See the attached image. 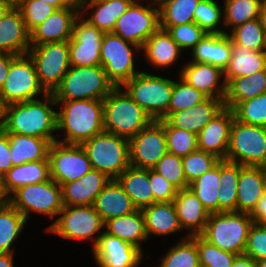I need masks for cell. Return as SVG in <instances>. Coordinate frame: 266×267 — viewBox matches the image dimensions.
Returning a JSON list of instances; mask_svg holds the SVG:
<instances>
[{
    "instance_id": "obj_1",
    "label": "cell",
    "mask_w": 266,
    "mask_h": 267,
    "mask_svg": "<svg viewBox=\"0 0 266 267\" xmlns=\"http://www.w3.org/2000/svg\"><path fill=\"white\" fill-rule=\"evenodd\" d=\"M44 100L32 99L9 104L3 130L6 133L35 136L48 139L51 143L56 142L53 132L57 131V112L52 106L57 103L52 93H46Z\"/></svg>"
},
{
    "instance_id": "obj_2",
    "label": "cell",
    "mask_w": 266,
    "mask_h": 267,
    "mask_svg": "<svg viewBox=\"0 0 266 267\" xmlns=\"http://www.w3.org/2000/svg\"><path fill=\"white\" fill-rule=\"evenodd\" d=\"M56 103H62V109L57 112V131L64 130L65 134L57 142L81 145L105 131L103 100H56Z\"/></svg>"
},
{
    "instance_id": "obj_3",
    "label": "cell",
    "mask_w": 266,
    "mask_h": 267,
    "mask_svg": "<svg viewBox=\"0 0 266 267\" xmlns=\"http://www.w3.org/2000/svg\"><path fill=\"white\" fill-rule=\"evenodd\" d=\"M103 119L106 132L128 140L153 121L122 87H115L103 99Z\"/></svg>"
},
{
    "instance_id": "obj_4",
    "label": "cell",
    "mask_w": 266,
    "mask_h": 267,
    "mask_svg": "<svg viewBox=\"0 0 266 267\" xmlns=\"http://www.w3.org/2000/svg\"><path fill=\"white\" fill-rule=\"evenodd\" d=\"M254 221L249 213H210L201 236L210 244L233 254H244L249 229Z\"/></svg>"
},
{
    "instance_id": "obj_5",
    "label": "cell",
    "mask_w": 266,
    "mask_h": 267,
    "mask_svg": "<svg viewBox=\"0 0 266 267\" xmlns=\"http://www.w3.org/2000/svg\"><path fill=\"white\" fill-rule=\"evenodd\" d=\"M114 88L102 66H71L52 94L55 100H103Z\"/></svg>"
},
{
    "instance_id": "obj_6",
    "label": "cell",
    "mask_w": 266,
    "mask_h": 267,
    "mask_svg": "<svg viewBox=\"0 0 266 267\" xmlns=\"http://www.w3.org/2000/svg\"><path fill=\"white\" fill-rule=\"evenodd\" d=\"M81 146L87 153L92 169L116 179L130 165L129 140L103 131Z\"/></svg>"
},
{
    "instance_id": "obj_7",
    "label": "cell",
    "mask_w": 266,
    "mask_h": 267,
    "mask_svg": "<svg viewBox=\"0 0 266 267\" xmlns=\"http://www.w3.org/2000/svg\"><path fill=\"white\" fill-rule=\"evenodd\" d=\"M174 81L139 72L123 86L128 95L152 118L165 120L171 99Z\"/></svg>"
},
{
    "instance_id": "obj_8",
    "label": "cell",
    "mask_w": 266,
    "mask_h": 267,
    "mask_svg": "<svg viewBox=\"0 0 266 267\" xmlns=\"http://www.w3.org/2000/svg\"><path fill=\"white\" fill-rule=\"evenodd\" d=\"M225 160L266 168V127L244 124L234 118Z\"/></svg>"
},
{
    "instance_id": "obj_9",
    "label": "cell",
    "mask_w": 266,
    "mask_h": 267,
    "mask_svg": "<svg viewBox=\"0 0 266 267\" xmlns=\"http://www.w3.org/2000/svg\"><path fill=\"white\" fill-rule=\"evenodd\" d=\"M8 202L27 220L37 212L53 218L63 209L62 188L53 179L19 187L8 197Z\"/></svg>"
},
{
    "instance_id": "obj_10",
    "label": "cell",
    "mask_w": 266,
    "mask_h": 267,
    "mask_svg": "<svg viewBox=\"0 0 266 267\" xmlns=\"http://www.w3.org/2000/svg\"><path fill=\"white\" fill-rule=\"evenodd\" d=\"M27 54L34 62L40 85L53 93L71 67L68 41L30 46Z\"/></svg>"
},
{
    "instance_id": "obj_11",
    "label": "cell",
    "mask_w": 266,
    "mask_h": 267,
    "mask_svg": "<svg viewBox=\"0 0 266 267\" xmlns=\"http://www.w3.org/2000/svg\"><path fill=\"white\" fill-rule=\"evenodd\" d=\"M141 50L136 44L126 41L112 32L105 33L100 49L101 66L104 68L108 80L114 87H123L140 71L134 69V51Z\"/></svg>"
},
{
    "instance_id": "obj_12",
    "label": "cell",
    "mask_w": 266,
    "mask_h": 267,
    "mask_svg": "<svg viewBox=\"0 0 266 267\" xmlns=\"http://www.w3.org/2000/svg\"><path fill=\"white\" fill-rule=\"evenodd\" d=\"M39 93L47 92L39 83L33 60L28 54L17 56L10 64L0 94L9 105L36 99Z\"/></svg>"
},
{
    "instance_id": "obj_13",
    "label": "cell",
    "mask_w": 266,
    "mask_h": 267,
    "mask_svg": "<svg viewBox=\"0 0 266 267\" xmlns=\"http://www.w3.org/2000/svg\"><path fill=\"white\" fill-rule=\"evenodd\" d=\"M58 215L61 216L46 230L65 239H93V235L104 227V222L93 205L63 206Z\"/></svg>"
},
{
    "instance_id": "obj_14",
    "label": "cell",
    "mask_w": 266,
    "mask_h": 267,
    "mask_svg": "<svg viewBox=\"0 0 266 267\" xmlns=\"http://www.w3.org/2000/svg\"><path fill=\"white\" fill-rule=\"evenodd\" d=\"M135 2L119 16L112 33L143 47L145 41L160 28L159 7Z\"/></svg>"
},
{
    "instance_id": "obj_15",
    "label": "cell",
    "mask_w": 266,
    "mask_h": 267,
    "mask_svg": "<svg viewBox=\"0 0 266 267\" xmlns=\"http://www.w3.org/2000/svg\"><path fill=\"white\" fill-rule=\"evenodd\" d=\"M50 178L60 186L80 179L92 169L81 145L52 142L49 148Z\"/></svg>"
},
{
    "instance_id": "obj_16",
    "label": "cell",
    "mask_w": 266,
    "mask_h": 267,
    "mask_svg": "<svg viewBox=\"0 0 266 267\" xmlns=\"http://www.w3.org/2000/svg\"><path fill=\"white\" fill-rule=\"evenodd\" d=\"M130 165L152 169L168 152L164 120H153L147 127L129 139Z\"/></svg>"
},
{
    "instance_id": "obj_17",
    "label": "cell",
    "mask_w": 266,
    "mask_h": 267,
    "mask_svg": "<svg viewBox=\"0 0 266 267\" xmlns=\"http://www.w3.org/2000/svg\"><path fill=\"white\" fill-rule=\"evenodd\" d=\"M104 34L80 14L75 20L72 37L68 40L70 65L101 66L100 49Z\"/></svg>"
},
{
    "instance_id": "obj_18",
    "label": "cell",
    "mask_w": 266,
    "mask_h": 267,
    "mask_svg": "<svg viewBox=\"0 0 266 267\" xmlns=\"http://www.w3.org/2000/svg\"><path fill=\"white\" fill-rule=\"evenodd\" d=\"M92 247L98 267H136L143 259L140 248L106 232L96 236Z\"/></svg>"
},
{
    "instance_id": "obj_19",
    "label": "cell",
    "mask_w": 266,
    "mask_h": 267,
    "mask_svg": "<svg viewBox=\"0 0 266 267\" xmlns=\"http://www.w3.org/2000/svg\"><path fill=\"white\" fill-rule=\"evenodd\" d=\"M80 15V7H65L55 10L44 22L30 32L31 46L68 41L73 26Z\"/></svg>"
},
{
    "instance_id": "obj_20",
    "label": "cell",
    "mask_w": 266,
    "mask_h": 267,
    "mask_svg": "<svg viewBox=\"0 0 266 267\" xmlns=\"http://www.w3.org/2000/svg\"><path fill=\"white\" fill-rule=\"evenodd\" d=\"M234 118L233 110L224 107L197 135L198 149L225 160Z\"/></svg>"
},
{
    "instance_id": "obj_21",
    "label": "cell",
    "mask_w": 266,
    "mask_h": 267,
    "mask_svg": "<svg viewBox=\"0 0 266 267\" xmlns=\"http://www.w3.org/2000/svg\"><path fill=\"white\" fill-rule=\"evenodd\" d=\"M224 76V71L208 63H187L182 67L180 76L190 86L200 91L207 98L224 99L226 95V82L220 79Z\"/></svg>"
},
{
    "instance_id": "obj_22",
    "label": "cell",
    "mask_w": 266,
    "mask_h": 267,
    "mask_svg": "<svg viewBox=\"0 0 266 267\" xmlns=\"http://www.w3.org/2000/svg\"><path fill=\"white\" fill-rule=\"evenodd\" d=\"M110 178L96 169H91L80 179L61 186L64 206L94 205L98 194L110 182Z\"/></svg>"
},
{
    "instance_id": "obj_23",
    "label": "cell",
    "mask_w": 266,
    "mask_h": 267,
    "mask_svg": "<svg viewBox=\"0 0 266 267\" xmlns=\"http://www.w3.org/2000/svg\"><path fill=\"white\" fill-rule=\"evenodd\" d=\"M224 107V99L206 98L192 108L171 113L165 121L171 127L198 135Z\"/></svg>"
},
{
    "instance_id": "obj_24",
    "label": "cell",
    "mask_w": 266,
    "mask_h": 267,
    "mask_svg": "<svg viewBox=\"0 0 266 267\" xmlns=\"http://www.w3.org/2000/svg\"><path fill=\"white\" fill-rule=\"evenodd\" d=\"M266 190V168L243 166L240 169L236 212L251 214Z\"/></svg>"
},
{
    "instance_id": "obj_25",
    "label": "cell",
    "mask_w": 266,
    "mask_h": 267,
    "mask_svg": "<svg viewBox=\"0 0 266 267\" xmlns=\"http://www.w3.org/2000/svg\"><path fill=\"white\" fill-rule=\"evenodd\" d=\"M30 46V32L19 9L13 6L0 20V52L21 56L28 53Z\"/></svg>"
},
{
    "instance_id": "obj_26",
    "label": "cell",
    "mask_w": 266,
    "mask_h": 267,
    "mask_svg": "<svg viewBox=\"0 0 266 267\" xmlns=\"http://www.w3.org/2000/svg\"><path fill=\"white\" fill-rule=\"evenodd\" d=\"M181 228L190 229L189 236L201 235L210 213L190 188L177 191L173 200Z\"/></svg>"
},
{
    "instance_id": "obj_27",
    "label": "cell",
    "mask_w": 266,
    "mask_h": 267,
    "mask_svg": "<svg viewBox=\"0 0 266 267\" xmlns=\"http://www.w3.org/2000/svg\"><path fill=\"white\" fill-rule=\"evenodd\" d=\"M191 50L192 62L208 63L225 71L232 55V40L228 33L206 34Z\"/></svg>"
},
{
    "instance_id": "obj_28",
    "label": "cell",
    "mask_w": 266,
    "mask_h": 267,
    "mask_svg": "<svg viewBox=\"0 0 266 267\" xmlns=\"http://www.w3.org/2000/svg\"><path fill=\"white\" fill-rule=\"evenodd\" d=\"M93 206L103 222L111 218L129 215L137 210L131 198L116 179H111L103 188Z\"/></svg>"
},
{
    "instance_id": "obj_29",
    "label": "cell",
    "mask_w": 266,
    "mask_h": 267,
    "mask_svg": "<svg viewBox=\"0 0 266 267\" xmlns=\"http://www.w3.org/2000/svg\"><path fill=\"white\" fill-rule=\"evenodd\" d=\"M132 3L133 2L129 0H83L79 3L80 14L84 15L86 9L94 8L91 16L85 20L104 33H109L113 31L119 16L123 14Z\"/></svg>"
},
{
    "instance_id": "obj_30",
    "label": "cell",
    "mask_w": 266,
    "mask_h": 267,
    "mask_svg": "<svg viewBox=\"0 0 266 267\" xmlns=\"http://www.w3.org/2000/svg\"><path fill=\"white\" fill-rule=\"evenodd\" d=\"M141 211L147 237L150 234L162 236L182 230L173 202H155Z\"/></svg>"
},
{
    "instance_id": "obj_31",
    "label": "cell",
    "mask_w": 266,
    "mask_h": 267,
    "mask_svg": "<svg viewBox=\"0 0 266 267\" xmlns=\"http://www.w3.org/2000/svg\"><path fill=\"white\" fill-rule=\"evenodd\" d=\"M3 177L5 194L9 197L19 187L50 179L49 160L31 161L13 166Z\"/></svg>"
},
{
    "instance_id": "obj_32",
    "label": "cell",
    "mask_w": 266,
    "mask_h": 267,
    "mask_svg": "<svg viewBox=\"0 0 266 267\" xmlns=\"http://www.w3.org/2000/svg\"><path fill=\"white\" fill-rule=\"evenodd\" d=\"M13 166L26 162L49 160L51 142L45 138L7 133Z\"/></svg>"
},
{
    "instance_id": "obj_33",
    "label": "cell",
    "mask_w": 266,
    "mask_h": 267,
    "mask_svg": "<svg viewBox=\"0 0 266 267\" xmlns=\"http://www.w3.org/2000/svg\"><path fill=\"white\" fill-rule=\"evenodd\" d=\"M116 180L137 209L141 210L154 203V195L149 182V169L129 166Z\"/></svg>"
},
{
    "instance_id": "obj_34",
    "label": "cell",
    "mask_w": 266,
    "mask_h": 267,
    "mask_svg": "<svg viewBox=\"0 0 266 267\" xmlns=\"http://www.w3.org/2000/svg\"><path fill=\"white\" fill-rule=\"evenodd\" d=\"M141 50H144L147 61L158 68L172 66L182 52L167 30L161 28L145 41Z\"/></svg>"
},
{
    "instance_id": "obj_35",
    "label": "cell",
    "mask_w": 266,
    "mask_h": 267,
    "mask_svg": "<svg viewBox=\"0 0 266 267\" xmlns=\"http://www.w3.org/2000/svg\"><path fill=\"white\" fill-rule=\"evenodd\" d=\"M266 69V51H253L232 41V55L224 71L226 84L233 78L249 76Z\"/></svg>"
},
{
    "instance_id": "obj_36",
    "label": "cell",
    "mask_w": 266,
    "mask_h": 267,
    "mask_svg": "<svg viewBox=\"0 0 266 267\" xmlns=\"http://www.w3.org/2000/svg\"><path fill=\"white\" fill-rule=\"evenodd\" d=\"M266 92V69L249 76L231 79L226 84L224 106L233 109L239 102Z\"/></svg>"
},
{
    "instance_id": "obj_37",
    "label": "cell",
    "mask_w": 266,
    "mask_h": 267,
    "mask_svg": "<svg viewBox=\"0 0 266 267\" xmlns=\"http://www.w3.org/2000/svg\"><path fill=\"white\" fill-rule=\"evenodd\" d=\"M104 227L106 228L104 232L119 237L141 250V241L148 238L145 231L144 217L140 209L129 215L111 218L104 222Z\"/></svg>"
},
{
    "instance_id": "obj_38",
    "label": "cell",
    "mask_w": 266,
    "mask_h": 267,
    "mask_svg": "<svg viewBox=\"0 0 266 267\" xmlns=\"http://www.w3.org/2000/svg\"><path fill=\"white\" fill-rule=\"evenodd\" d=\"M242 167L227 160L220 161L218 212H236L238 179Z\"/></svg>"
},
{
    "instance_id": "obj_39",
    "label": "cell",
    "mask_w": 266,
    "mask_h": 267,
    "mask_svg": "<svg viewBox=\"0 0 266 267\" xmlns=\"http://www.w3.org/2000/svg\"><path fill=\"white\" fill-rule=\"evenodd\" d=\"M200 0H162L159 7L160 28L194 22V11Z\"/></svg>"
},
{
    "instance_id": "obj_40",
    "label": "cell",
    "mask_w": 266,
    "mask_h": 267,
    "mask_svg": "<svg viewBox=\"0 0 266 267\" xmlns=\"http://www.w3.org/2000/svg\"><path fill=\"white\" fill-rule=\"evenodd\" d=\"M27 220L9 202L0 203V253H13L17 239Z\"/></svg>"
},
{
    "instance_id": "obj_41",
    "label": "cell",
    "mask_w": 266,
    "mask_h": 267,
    "mask_svg": "<svg viewBox=\"0 0 266 267\" xmlns=\"http://www.w3.org/2000/svg\"><path fill=\"white\" fill-rule=\"evenodd\" d=\"M220 162L208 172L198 177L189 187L209 213H218V193L220 191Z\"/></svg>"
},
{
    "instance_id": "obj_42",
    "label": "cell",
    "mask_w": 266,
    "mask_h": 267,
    "mask_svg": "<svg viewBox=\"0 0 266 267\" xmlns=\"http://www.w3.org/2000/svg\"><path fill=\"white\" fill-rule=\"evenodd\" d=\"M228 35L235 44L253 51H266V32L259 19L236 26Z\"/></svg>"
},
{
    "instance_id": "obj_43",
    "label": "cell",
    "mask_w": 266,
    "mask_h": 267,
    "mask_svg": "<svg viewBox=\"0 0 266 267\" xmlns=\"http://www.w3.org/2000/svg\"><path fill=\"white\" fill-rule=\"evenodd\" d=\"M261 0H225L224 24L235 28L247 21L258 19Z\"/></svg>"
},
{
    "instance_id": "obj_44",
    "label": "cell",
    "mask_w": 266,
    "mask_h": 267,
    "mask_svg": "<svg viewBox=\"0 0 266 267\" xmlns=\"http://www.w3.org/2000/svg\"><path fill=\"white\" fill-rule=\"evenodd\" d=\"M159 267H200L196 242L187 235L167 252Z\"/></svg>"
},
{
    "instance_id": "obj_45",
    "label": "cell",
    "mask_w": 266,
    "mask_h": 267,
    "mask_svg": "<svg viewBox=\"0 0 266 267\" xmlns=\"http://www.w3.org/2000/svg\"><path fill=\"white\" fill-rule=\"evenodd\" d=\"M232 110L237 121L266 127V92L239 102Z\"/></svg>"
},
{
    "instance_id": "obj_46",
    "label": "cell",
    "mask_w": 266,
    "mask_h": 267,
    "mask_svg": "<svg viewBox=\"0 0 266 267\" xmlns=\"http://www.w3.org/2000/svg\"><path fill=\"white\" fill-rule=\"evenodd\" d=\"M190 237L196 242L200 267H232L237 254L219 249L210 244L201 235Z\"/></svg>"
},
{
    "instance_id": "obj_47",
    "label": "cell",
    "mask_w": 266,
    "mask_h": 267,
    "mask_svg": "<svg viewBox=\"0 0 266 267\" xmlns=\"http://www.w3.org/2000/svg\"><path fill=\"white\" fill-rule=\"evenodd\" d=\"M164 133L166 136L167 150L171 154L183 157L198 149L196 134L184 129L171 127L165 120Z\"/></svg>"
},
{
    "instance_id": "obj_48",
    "label": "cell",
    "mask_w": 266,
    "mask_h": 267,
    "mask_svg": "<svg viewBox=\"0 0 266 267\" xmlns=\"http://www.w3.org/2000/svg\"><path fill=\"white\" fill-rule=\"evenodd\" d=\"M220 161L218 157L199 149L183 156V171L187 184L214 168Z\"/></svg>"
},
{
    "instance_id": "obj_49",
    "label": "cell",
    "mask_w": 266,
    "mask_h": 267,
    "mask_svg": "<svg viewBox=\"0 0 266 267\" xmlns=\"http://www.w3.org/2000/svg\"><path fill=\"white\" fill-rule=\"evenodd\" d=\"M207 97L194 87L190 86L184 79L180 77L179 82L174 81L171 99L168 107V116L177 111L201 103Z\"/></svg>"
},
{
    "instance_id": "obj_50",
    "label": "cell",
    "mask_w": 266,
    "mask_h": 267,
    "mask_svg": "<svg viewBox=\"0 0 266 267\" xmlns=\"http://www.w3.org/2000/svg\"><path fill=\"white\" fill-rule=\"evenodd\" d=\"M222 11L214 0H200L194 11V22L207 34H224L217 28L221 22Z\"/></svg>"
},
{
    "instance_id": "obj_51",
    "label": "cell",
    "mask_w": 266,
    "mask_h": 267,
    "mask_svg": "<svg viewBox=\"0 0 266 267\" xmlns=\"http://www.w3.org/2000/svg\"><path fill=\"white\" fill-rule=\"evenodd\" d=\"M152 169L168 180L177 190L189 187L180 156L167 152Z\"/></svg>"
},
{
    "instance_id": "obj_52",
    "label": "cell",
    "mask_w": 266,
    "mask_h": 267,
    "mask_svg": "<svg viewBox=\"0 0 266 267\" xmlns=\"http://www.w3.org/2000/svg\"><path fill=\"white\" fill-rule=\"evenodd\" d=\"M16 7L19 9L29 32L57 10L54 6L40 0H23Z\"/></svg>"
},
{
    "instance_id": "obj_53",
    "label": "cell",
    "mask_w": 266,
    "mask_h": 267,
    "mask_svg": "<svg viewBox=\"0 0 266 267\" xmlns=\"http://www.w3.org/2000/svg\"><path fill=\"white\" fill-rule=\"evenodd\" d=\"M167 32L182 51L186 48L193 49L207 34L195 22L171 26Z\"/></svg>"
},
{
    "instance_id": "obj_54",
    "label": "cell",
    "mask_w": 266,
    "mask_h": 267,
    "mask_svg": "<svg viewBox=\"0 0 266 267\" xmlns=\"http://www.w3.org/2000/svg\"><path fill=\"white\" fill-rule=\"evenodd\" d=\"M244 254L255 261L266 260V223H253L249 229Z\"/></svg>"
},
{
    "instance_id": "obj_55",
    "label": "cell",
    "mask_w": 266,
    "mask_h": 267,
    "mask_svg": "<svg viewBox=\"0 0 266 267\" xmlns=\"http://www.w3.org/2000/svg\"><path fill=\"white\" fill-rule=\"evenodd\" d=\"M149 182L155 202H173L177 189L163 176L153 169H149Z\"/></svg>"
},
{
    "instance_id": "obj_56",
    "label": "cell",
    "mask_w": 266,
    "mask_h": 267,
    "mask_svg": "<svg viewBox=\"0 0 266 267\" xmlns=\"http://www.w3.org/2000/svg\"><path fill=\"white\" fill-rule=\"evenodd\" d=\"M13 167L8 134L0 131V175H5Z\"/></svg>"
},
{
    "instance_id": "obj_57",
    "label": "cell",
    "mask_w": 266,
    "mask_h": 267,
    "mask_svg": "<svg viewBox=\"0 0 266 267\" xmlns=\"http://www.w3.org/2000/svg\"><path fill=\"white\" fill-rule=\"evenodd\" d=\"M17 57L5 52H0V89L3 87L11 62Z\"/></svg>"
},
{
    "instance_id": "obj_58",
    "label": "cell",
    "mask_w": 266,
    "mask_h": 267,
    "mask_svg": "<svg viewBox=\"0 0 266 267\" xmlns=\"http://www.w3.org/2000/svg\"><path fill=\"white\" fill-rule=\"evenodd\" d=\"M250 215L255 223H266V190L264 196L258 201L256 208Z\"/></svg>"
},
{
    "instance_id": "obj_59",
    "label": "cell",
    "mask_w": 266,
    "mask_h": 267,
    "mask_svg": "<svg viewBox=\"0 0 266 267\" xmlns=\"http://www.w3.org/2000/svg\"><path fill=\"white\" fill-rule=\"evenodd\" d=\"M232 267H257L256 261L246 254H239L235 257Z\"/></svg>"
},
{
    "instance_id": "obj_60",
    "label": "cell",
    "mask_w": 266,
    "mask_h": 267,
    "mask_svg": "<svg viewBox=\"0 0 266 267\" xmlns=\"http://www.w3.org/2000/svg\"><path fill=\"white\" fill-rule=\"evenodd\" d=\"M42 2H46L56 9H61L65 7H80L79 3L74 2L73 0H40Z\"/></svg>"
},
{
    "instance_id": "obj_61",
    "label": "cell",
    "mask_w": 266,
    "mask_h": 267,
    "mask_svg": "<svg viewBox=\"0 0 266 267\" xmlns=\"http://www.w3.org/2000/svg\"><path fill=\"white\" fill-rule=\"evenodd\" d=\"M8 104L0 94V131L4 129Z\"/></svg>"
},
{
    "instance_id": "obj_62",
    "label": "cell",
    "mask_w": 266,
    "mask_h": 267,
    "mask_svg": "<svg viewBox=\"0 0 266 267\" xmlns=\"http://www.w3.org/2000/svg\"><path fill=\"white\" fill-rule=\"evenodd\" d=\"M13 253H0V267H13Z\"/></svg>"
},
{
    "instance_id": "obj_63",
    "label": "cell",
    "mask_w": 266,
    "mask_h": 267,
    "mask_svg": "<svg viewBox=\"0 0 266 267\" xmlns=\"http://www.w3.org/2000/svg\"><path fill=\"white\" fill-rule=\"evenodd\" d=\"M258 19L266 32V0H261Z\"/></svg>"
},
{
    "instance_id": "obj_64",
    "label": "cell",
    "mask_w": 266,
    "mask_h": 267,
    "mask_svg": "<svg viewBox=\"0 0 266 267\" xmlns=\"http://www.w3.org/2000/svg\"><path fill=\"white\" fill-rule=\"evenodd\" d=\"M12 7L13 5L8 0H0V20Z\"/></svg>"
},
{
    "instance_id": "obj_65",
    "label": "cell",
    "mask_w": 266,
    "mask_h": 267,
    "mask_svg": "<svg viewBox=\"0 0 266 267\" xmlns=\"http://www.w3.org/2000/svg\"><path fill=\"white\" fill-rule=\"evenodd\" d=\"M8 202V197L5 194L3 187V177L0 175V203Z\"/></svg>"
},
{
    "instance_id": "obj_66",
    "label": "cell",
    "mask_w": 266,
    "mask_h": 267,
    "mask_svg": "<svg viewBox=\"0 0 266 267\" xmlns=\"http://www.w3.org/2000/svg\"><path fill=\"white\" fill-rule=\"evenodd\" d=\"M256 266L257 267H266V260L256 261Z\"/></svg>"
},
{
    "instance_id": "obj_67",
    "label": "cell",
    "mask_w": 266,
    "mask_h": 267,
    "mask_svg": "<svg viewBox=\"0 0 266 267\" xmlns=\"http://www.w3.org/2000/svg\"><path fill=\"white\" fill-rule=\"evenodd\" d=\"M13 6H17L23 0H8Z\"/></svg>"
},
{
    "instance_id": "obj_68",
    "label": "cell",
    "mask_w": 266,
    "mask_h": 267,
    "mask_svg": "<svg viewBox=\"0 0 266 267\" xmlns=\"http://www.w3.org/2000/svg\"><path fill=\"white\" fill-rule=\"evenodd\" d=\"M154 3H159L160 1H162V0H152Z\"/></svg>"
},
{
    "instance_id": "obj_69",
    "label": "cell",
    "mask_w": 266,
    "mask_h": 267,
    "mask_svg": "<svg viewBox=\"0 0 266 267\" xmlns=\"http://www.w3.org/2000/svg\"><path fill=\"white\" fill-rule=\"evenodd\" d=\"M74 2H77V3H80L82 2L83 0H73Z\"/></svg>"
}]
</instances>
